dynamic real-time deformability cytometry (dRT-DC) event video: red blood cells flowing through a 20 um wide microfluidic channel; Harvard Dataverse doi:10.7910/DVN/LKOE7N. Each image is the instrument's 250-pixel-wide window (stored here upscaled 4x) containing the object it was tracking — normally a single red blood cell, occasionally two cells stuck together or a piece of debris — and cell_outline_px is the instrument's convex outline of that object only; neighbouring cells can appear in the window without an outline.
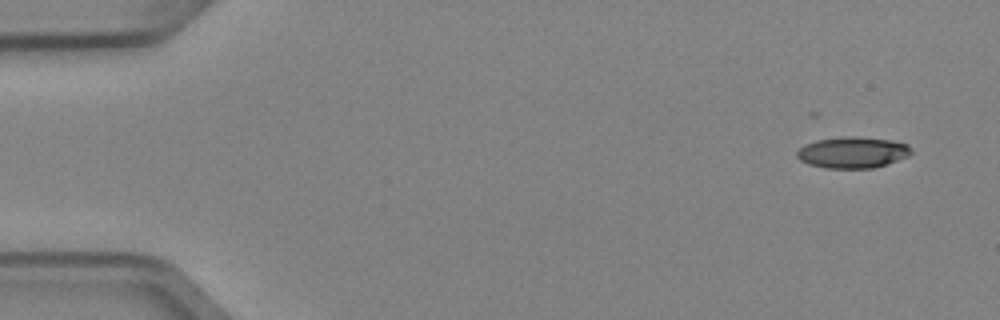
{"species": "Egyptian fruit bat (a non-hibernating species)", "species_latin": "Rousettus aegyptiacus", "temperature_condition": "cold", "stored_images_in_passage": 5, "camera_frame_rate_fps": 3000, "um_per_image_px": 0.085, "animal": {"sex": "female"}, "frame": {"image": 1, "passage_image": 1, "time_ms": 0.0, "image_size_px": [1000, 320], "cell_outline_px": [[912, 152], [908, 156], [872, 168], [824, 168], [808, 164], [800, 160], [796, 156], [796, 152], [804, 144], [816, 140], [844, 136], [856, 136], [892, 140], [908, 144], [912, 148]], "centroid_in_image_um": [72.45, 12.94], "position_along_channel_um": 12.6, "area_um2": 20.87}}